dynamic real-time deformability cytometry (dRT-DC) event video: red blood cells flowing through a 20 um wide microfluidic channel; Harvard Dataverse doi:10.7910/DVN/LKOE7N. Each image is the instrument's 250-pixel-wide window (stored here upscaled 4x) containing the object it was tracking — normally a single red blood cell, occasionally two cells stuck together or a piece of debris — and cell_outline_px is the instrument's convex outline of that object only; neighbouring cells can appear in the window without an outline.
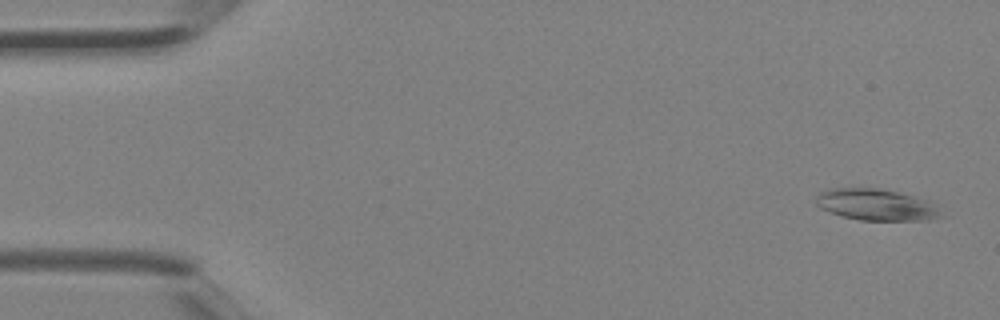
{"species": "Egyptian fruit bat (a non-hibernating species)", "species_latin": "Rousettus aegyptiacus", "temperature_condition": "room temperature", "stored_images_in_passage": 4, "camera_frame_rate_fps": 3000, "um_per_image_px": 0.085, "animal": {"sex": "female"}, "frame": {"image": 1, "passage_image": 1, "time_ms": 0.0, "image_size_px": [1000, 320], "cell_outline_px": [[944, 216], [928, 220], [860, 220], [840, 216], [828, 212], [820, 208], [816, 204], [816, 196], [820, 192], [828, 188], [880, 188], [928, 200]], "centroid_in_image_um": [74.42, 17.4], "position_along_channel_um": 10.6, "area_um2": 22.89}}
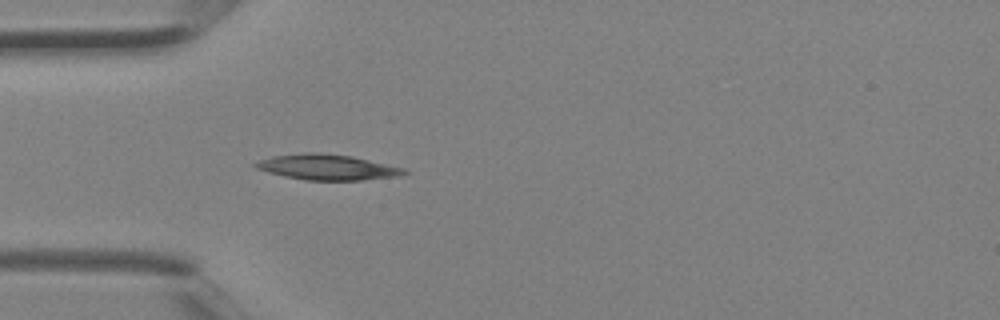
{"frame": {"image": 2, "passage_image": 4, "time_ms": 1.0, "image_size_px": [1000, 320], "cell_outline_px": [[408, 172], [400, 176], [360, 180], [304, 180], [284, 176], [268, 172], [256, 168], [252, 164], [260, 160], [272, 156], [304, 152], [316, 152], [352, 156], [404, 168]], "centroid_in_image_um": [27.8, 14.2], "position_along_channel_um": 57.2, "area_um2": 22.02}}